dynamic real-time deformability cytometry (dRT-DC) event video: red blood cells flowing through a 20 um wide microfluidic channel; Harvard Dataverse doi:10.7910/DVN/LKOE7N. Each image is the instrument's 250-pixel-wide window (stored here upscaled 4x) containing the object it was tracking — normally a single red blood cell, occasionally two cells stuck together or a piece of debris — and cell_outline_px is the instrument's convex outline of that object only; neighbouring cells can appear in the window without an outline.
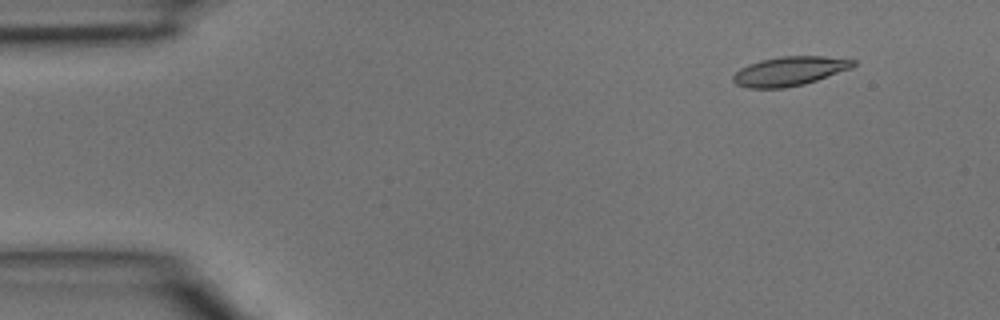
{"species": "common noctule bat (a hibernating species)", "species_latin": "Nyctalus noctula", "temperature_condition": "room temperature", "stored_images_in_passage": 5, "segment_of_instrument_passage": [1, 2], "camera_frame_rate_fps": 3000, "um_per_image_px": 0.085, "animal": {"sex": "male", "body_mass_g": 15.6}, "frame": {"image": 1, "passage_image": 2, "time_ms": 0.333, "image_size_px": [1000, 320], "cell_outline_px": [[856, 64], [852, 68], [804, 84], [784, 88], [748, 88], [736, 84], [732, 80], [732, 76], [740, 68], [748, 64], [760, 60], [780, 56], [824, 56], [856, 60]], "centroid_in_image_um": [67.1, 6.04], "position_along_channel_um": 17.9, "area_um2": 20.46}}
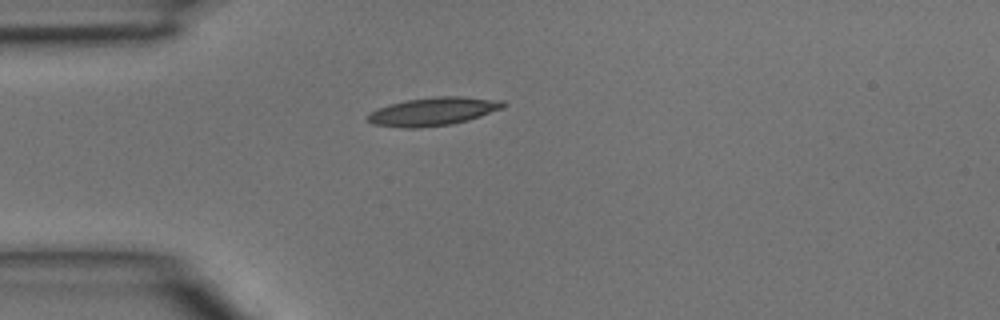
{"frame": {"image": 2, "passage_image": 4, "time_ms": 1.0, "image_size_px": [1000, 320], "cell_outline_px": [[508, 104], [504, 108], [468, 120], [452, 124], [420, 128], [404, 128], [372, 124], [368, 120], [368, 116], [372, 112], [380, 108], [392, 104], [408, 100], [440, 96], [464, 96], [504, 100]], "centroid_in_image_um": [36.91, 9.47], "position_along_channel_um": 48.1, "area_um2": 22.2}}